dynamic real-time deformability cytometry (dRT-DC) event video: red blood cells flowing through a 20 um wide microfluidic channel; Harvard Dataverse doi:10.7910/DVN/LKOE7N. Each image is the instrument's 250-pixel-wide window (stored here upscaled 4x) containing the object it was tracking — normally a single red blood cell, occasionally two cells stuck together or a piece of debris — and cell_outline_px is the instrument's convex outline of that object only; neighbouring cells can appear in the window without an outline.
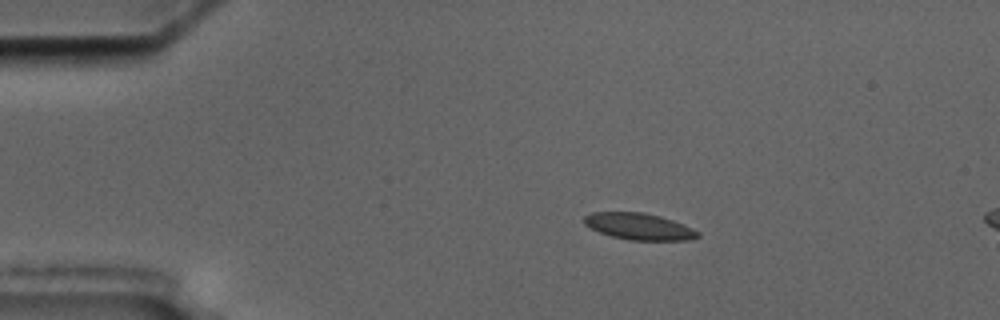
{"species": "common noctule bat (a hibernating species)", "species_latin": "Nyctalus noctula", "temperature_condition": "cold", "stored_images_in_passage": 5, "segment_of_instrument_passage": [1, 2], "camera_frame_rate_fps": 3000, "um_per_image_px": 0.085, "animal": {"sex": "male", "body_mass_g": 17.5, "forearm_length_mm": 52.3}, "frame": {"image": 1, "passage_image": 3, "time_ms": 2.333, "image_size_px": [1000, 320], "cell_outline_px": [[700, 236], [688, 240], [628, 240], [612, 236], [600, 232], [584, 224], [584, 216], [592, 212], [644, 212], [660, 216], [684, 224], [700, 232]], "centroid_in_image_um": [54.33, 19.24], "position_along_channel_um": 30.7, "area_um2": 17.57}}